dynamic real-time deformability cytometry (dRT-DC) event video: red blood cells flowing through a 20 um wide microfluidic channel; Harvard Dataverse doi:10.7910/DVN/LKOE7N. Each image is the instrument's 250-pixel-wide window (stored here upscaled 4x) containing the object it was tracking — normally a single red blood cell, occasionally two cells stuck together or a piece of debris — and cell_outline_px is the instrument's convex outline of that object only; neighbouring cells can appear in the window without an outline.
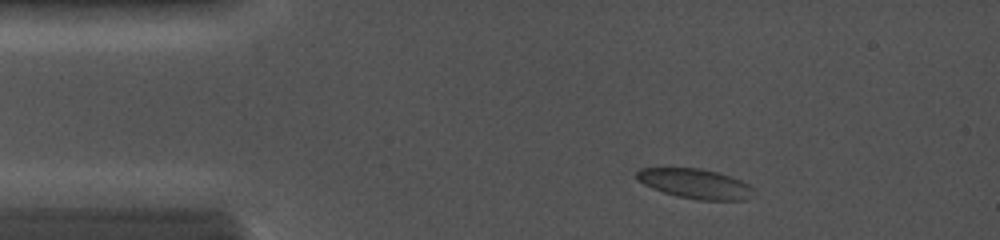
{"species": "common noctule bat (a hibernating species)", "species_latin": "Nyctalus noctula", "temperature_condition": "cold", "stored_images_in_passage": 38, "camera_frame_rate_fps": 5000, "um_per_image_px": 0.085, "animal": {"sex": "female", "body_mass_g": 19.0, "forearm_length_mm": 56.7}, "frame": {"image": 1, "passage_image": 5, "time_ms": 1.4, "image_size_px": [1000, 240], "cell_outline_px": [[756, 188], [744, 200], [700, 200], [676, 196], [652, 188], [644, 184], [636, 176], [636, 172], [640, 168], [700, 168], [716, 172], [740, 180]], "centroid_in_image_um": [59.08, 15.61], "position_along_channel_um": 25.9, "area_um2": 20.0}}
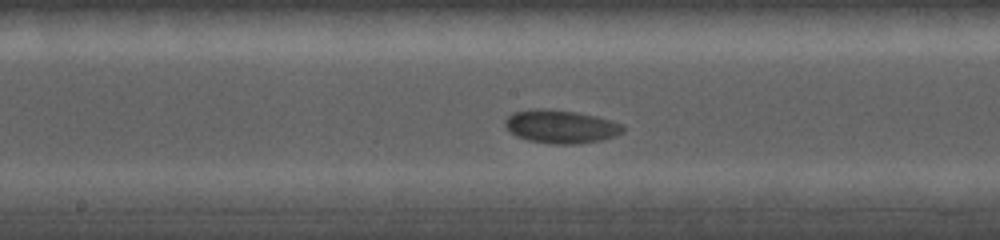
{"frame": {"image": 2, "passage_image": 21, "time_ms": 7.0, "image_size_px": [1000, 240], "cell_outline_px": [[624, 132], [616, 136], [604, 140], [580, 144], [552, 144], [528, 140], [516, 136], [504, 124], [504, 120], [512, 112], [536, 108], [544, 108], [576, 112], [596, 116], [624, 124]], "centroid_in_image_um": [47.7, 10.76], "position_along_channel_um": 200.5, "area_um2": 23.12}}
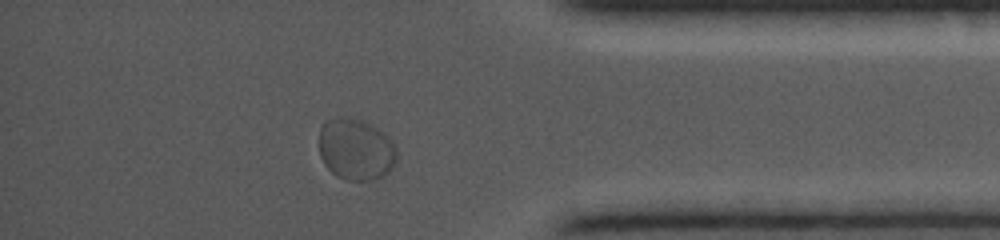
{"frame": {"image": 3, "passage_image": 34, "time_ms": 12.2, "image_size_px": [1000, 240], "cell_outline_px": [[396, 160], [392, 168], [384, 176], [372, 180], [344, 180], [336, 176], [324, 164], [320, 156], [320, 128], [328, 120], [360, 120], [376, 128], [388, 136], [396, 148]], "centroid_in_image_um": [30.26, 12.76], "position_along_channel_um": 404.9, "area_um2": 27.28}}